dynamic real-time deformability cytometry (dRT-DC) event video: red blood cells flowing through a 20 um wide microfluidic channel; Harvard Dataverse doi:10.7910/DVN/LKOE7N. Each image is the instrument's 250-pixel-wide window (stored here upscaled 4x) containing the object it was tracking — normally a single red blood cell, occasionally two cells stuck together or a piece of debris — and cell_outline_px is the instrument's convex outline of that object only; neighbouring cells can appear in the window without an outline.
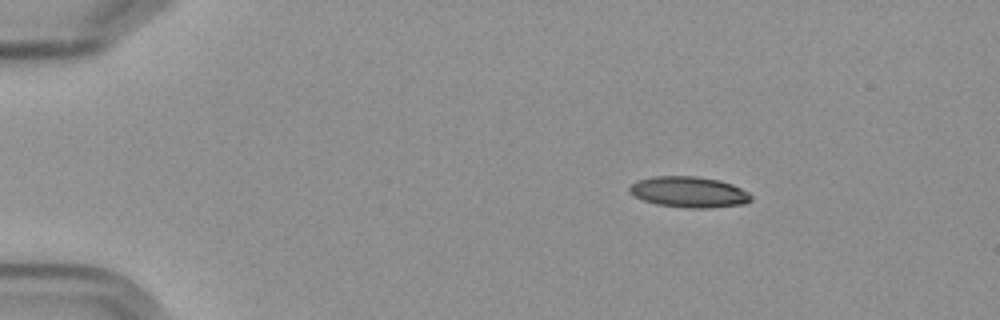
{"species": "Egyptian fruit bat (a non-hibernating species)", "species_latin": "Rousettus aegyptiacus", "temperature_condition": "cold", "stored_images_in_passage": 5, "camera_frame_rate_fps": 3000, "um_per_image_px": 0.085, "frame": {"image": 1, "passage_image": 2, "time_ms": 1.333, "image_size_px": [1000, 320], "cell_outline_px": [[752, 200], [744, 204], [708, 208], [688, 208], [656, 204], [644, 200], [628, 192], [628, 188], [636, 180], [652, 176], [696, 176], [720, 180], [732, 184], [748, 192], [752, 196]], "centroid_in_image_um": [58.56, 16.31], "position_along_channel_um": 26.4, "area_um2": 21.96}}